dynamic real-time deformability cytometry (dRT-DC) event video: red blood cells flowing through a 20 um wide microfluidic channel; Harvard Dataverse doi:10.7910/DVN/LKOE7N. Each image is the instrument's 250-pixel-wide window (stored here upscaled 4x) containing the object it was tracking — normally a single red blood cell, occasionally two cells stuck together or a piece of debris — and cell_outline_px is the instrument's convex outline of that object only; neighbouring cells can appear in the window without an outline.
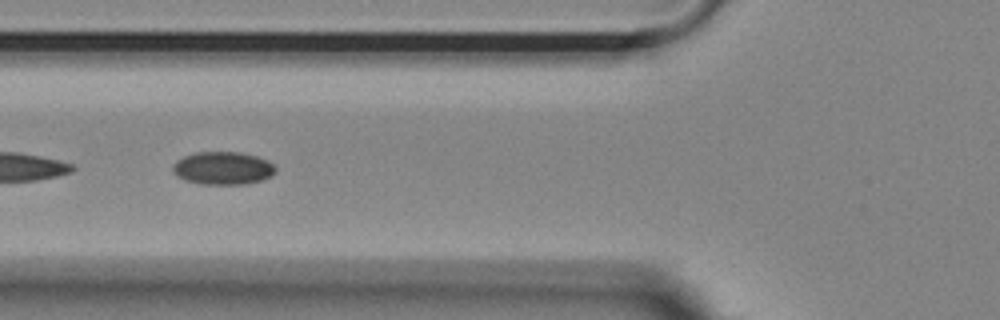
{"species": "Egyptian fruit bat (a non-hibernating species)", "species_latin": "Rousettus aegyptiacus", "temperature_condition": "room temperature", "stored_images_in_passage": 18, "camera_frame_rate_fps": 3000, "um_per_image_px": 0.085, "animal": {"sex": "female"}, "frame": {"image": 1, "passage_image": 13, "time_ms": 4.0, "image_size_px": [1000, 320], "cell_outline_px": [[276, 172], [272, 176], [260, 180], [244, 184], [200, 184], [176, 176], [172, 172], [172, 164], [176, 160], [184, 156], [196, 152], [240, 152], [256, 156], [268, 160], [276, 168]], "centroid_in_image_um": [18.93, 14.29], "position_along_channel_um": 106.9, "area_um2": 19.77}}
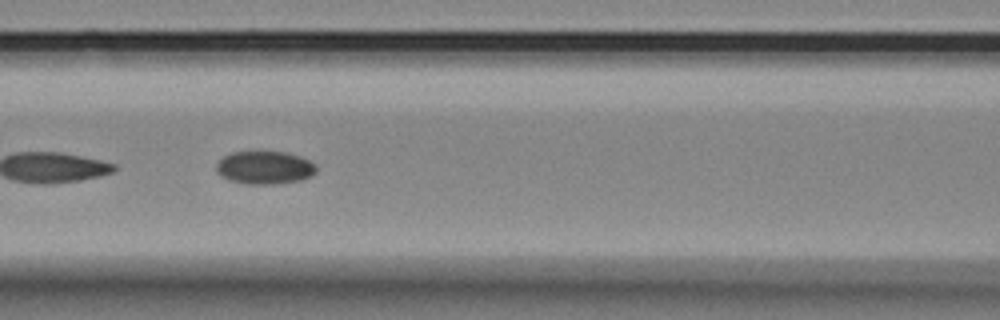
{"frame": {"image": 2, "passage_image": 16, "time_ms": 5.0, "image_size_px": [1000, 320], "cell_outline_px": [[316, 172], [312, 176], [300, 180], [276, 184], [248, 184], [228, 180], [220, 176], [216, 172], [216, 164], [224, 156], [232, 152], [288, 152], [300, 156], [316, 164]], "centroid_in_image_um": [22.5, 14.25], "position_along_channel_um": 144.1, "area_um2": 19.36}}